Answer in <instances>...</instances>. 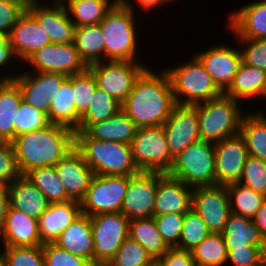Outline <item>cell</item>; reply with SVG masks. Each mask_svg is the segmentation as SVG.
<instances>
[{
  "label": "cell",
  "mask_w": 266,
  "mask_h": 266,
  "mask_svg": "<svg viewBox=\"0 0 266 266\" xmlns=\"http://www.w3.org/2000/svg\"><path fill=\"white\" fill-rule=\"evenodd\" d=\"M149 66L137 78L121 109L138 128L158 127L165 123L177 105L166 71Z\"/></svg>",
  "instance_id": "cell-1"
},
{
  "label": "cell",
  "mask_w": 266,
  "mask_h": 266,
  "mask_svg": "<svg viewBox=\"0 0 266 266\" xmlns=\"http://www.w3.org/2000/svg\"><path fill=\"white\" fill-rule=\"evenodd\" d=\"M18 171L54 166L76 148V131L50 123L45 128L16 136L12 141Z\"/></svg>",
  "instance_id": "cell-2"
},
{
  "label": "cell",
  "mask_w": 266,
  "mask_h": 266,
  "mask_svg": "<svg viewBox=\"0 0 266 266\" xmlns=\"http://www.w3.org/2000/svg\"><path fill=\"white\" fill-rule=\"evenodd\" d=\"M134 3L119 0L99 23L105 40L104 60L141 62L137 57L141 42L136 26V15L141 13L137 12Z\"/></svg>",
  "instance_id": "cell-3"
},
{
  "label": "cell",
  "mask_w": 266,
  "mask_h": 266,
  "mask_svg": "<svg viewBox=\"0 0 266 266\" xmlns=\"http://www.w3.org/2000/svg\"><path fill=\"white\" fill-rule=\"evenodd\" d=\"M76 149L96 175L132 176L140 171L134 163L130 144L90 138L76 131Z\"/></svg>",
  "instance_id": "cell-4"
},
{
  "label": "cell",
  "mask_w": 266,
  "mask_h": 266,
  "mask_svg": "<svg viewBox=\"0 0 266 266\" xmlns=\"http://www.w3.org/2000/svg\"><path fill=\"white\" fill-rule=\"evenodd\" d=\"M189 60L164 68L169 76L176 104L194 105L222 95L223 92L193 52Z\"/></svg>",
  "instance_id": "cell-5"
},
{
  "label": "cell",
  "mask_w": 266,
  "mask_h": 266,
  "mask_svg": "<svg viewBox=\"0 0 266 266\" xmlns=\"http://www.w3.org/2000/svg\"><path fill=\"white\" fill-rule=\"evenodd\" d=\"M241 102L225 95L197 103L200 138L212 143L239 134L245 114Z\"/></svg>",
  "instance_id": "cell-6"
},
{
  "label": "cell",
  "mask_w": 266,
  "mask_h": 266,
  "mask_svg": "<svg viewBox=\"0 0 266 266\" xmlns=\"http://www.w3.org/2000/svg\"><path fill=\"white\" fill-rule=\"evenodd\" d=\"M167 174L191 188L215 186L214 143L203 140L192 143L174 158Z\"/></svg>",
  "instance_id": "cell-7"
},
{
  "label": "cell",
  "mask_w": 266,
  "mask_h": 266,
  "mask_svg": "<svg viewBox=\"0 0 266 266\" xmlns=\"http://www.w3.org/2000/svg\"><path fill=\"white\" fill-rule=\"evenodd\" d=\"M130 148L139 171L168 173L173 165L174 157L162 125L138 128Z\"/></svg>",
  "instance_id": "cell-8"
},
{
  "label": "cell",
  "mask_w": 266,
  "mask_h": 266,
  "mask_svg": "<svg viewBox=\"0 0 266 266\" xmlns=\"http://www.w3.org/2000/svg\"><path fill=\"white\" fill-rule=\"evenodd\" d=\"M148 64L146 66L142 62L104 60L89 65L88 69L93 73L97 87L122 104Z\"/></svg>",
  "instance_id": "cell-9"
},
{
  "label": "cell",
  "mask_w": 266,
  "mask_h": 266,
  "mask_svg": "<svg viewBox=\"0 0 266 266\" xmlns=\"http://www.w3.org/2000/svg\"><path fill=\"white\" fill-rule=\"evenodd\" d=\"M128 183L127 175L94 174L84 198L80 201L82 214L94 216L101 213L121 212Z\"/></svg>",
  "instance_id": "cell-10"
},
{
  "label": "cell",
  "mask_w": 266,
  "mask_h": 266,
  "mask_svg": "<svg viewBox=\"0 0 266 266\" xmlns=\"http://www.w3.org/2000/svg\"><path fill=\"white\" fill-rule=\"evenodd\" d=\"M94 265L106 266L129 236V219L121 212L90 216Z\"/></svg>",
  "instance_id": "cell-11"
},
{
  "label": "cell",
  "mask_w": 266,
  "mask_h": 266,
  "mask_svg": "<svg viewBox=\"0 0 266 266\" xmlns=\"http://www.w3.org/2000/svg\"><path fill=\"white\" fill-rule=\"evenodd\" d=\"M26 66H29V68ZM22 67L27 68V71H33L34 69L37 72H59L67 76L81 73L88 68L81 59L74 43H51L46 45L23 62L20 69Z\"/></svg>",
  "instance_id": "cell-12"
},
{
  "label": "cell",
  "mask_w": 266,
  "mask_h": 266,
  "mask_svg": "<svg viewBox=\"0 0 266 266\" xmlns=\"http://www.w3.org/2000/svg\"><path fill=\"white\" fill-rule=\"evenodd\" d=\"M23 71V72H22ZM68 76L59 72H37L22 69L12 79L19 87L22 100L48 115L54 95Z\"/></svg>",
  "instance_id": "cell-13"
},
{
  "label": "cell",
  "mask_w": 266,
  "mask_h": 266,
  "mask_svg": "<svg viewBox=\"0 0 266 266\" xmlns=\"http://www.w3.org/2000/svg\"><path fill=\"white\" fill-rule=\"evenodd\" d=\"M191 208L206 223L211 233H222L231 213L226 185L193 188Z\"/></svg>",
  "instance_id": "cell-14"
},
{
  "label": "cell",
  "mask_w": 266,
  "mask_h": 266,
  "mask_svg": "<svg viewBox=\"0 0 266 266\" xmlns=\"http://www.w3.org/2000/svg\"><path fill=\"white\" fill-rule=\"evenodd\" d=\"M158 172L140 171L129 176L121 213L129 220L154 216Z\"/></svg>",
  "instance_id": "cell-15"
},
{
  "label": "cell",
  "mask_w": 266,
  "mask_h": 266,
  "mask_svg": "<svg viewBox=\"0 0 266 266\" xmlns=\"http://www.w3.org/2000/svg\"><path fill=\"white\" fill-rule=\"evenodd\" d=\"M218 44V45H217ZM207 50L194 52V56L204 66L217 87L224 93L231 85L240 65L242 64L241 52L224 43H217Z\"/></svg>",
  "instance_id": "cell-16"
},
{
  "label": "cell",
  "mask_w": 266,
  "mask_h": 266,
  "mask_svg": "<svg viewBox=\"0 0 266 266\" xmlns=\"http://www.w3.org/2000/svg\"><path fill=\"white\" fill-rule=\"evenodd\" d=\"M162 126L167 138L169 150L174 158L189 145L201 140L197 117V104H177Z\"/></svg>",
  "instance_id": "cell-17"
},
{
  "label": "cell",
  "mask_w": 266,
  "mask_h": 266,
  "mask_svg": "<svg viewBox=\"0 0 266 266\" xmlns=\"http://www.w3.org/2000/svg\"><path fill=\"white\" fill-rule=\"evenodd\" d=\"M216 185H227L240 180L249 156L244 138L237 134L214 143Z\"/></svg>",
  "instance_id": "cell-18"
},
{
  "label": "cell",
  "mask_w": 266,
  "mask_h": 266,
  "mask_svg": "<svg viewBox=\"0 0 266 266\" xmlns=\"http://www.w3.org/2000/svg\"><path fill=\"white\" fill-rule=\"evenodd\" d=\"M8 41L15 58L21 63L20 66L37 50L51 44L44 29L28 10L17 19Z\"/></svg>",
  "instance_id": "cell-19"
},
{
  "label": "cell",
  "mask_w": 266,
  "mask_h": 266,
  "mask_svg": "<svg viewBox=\"0 0 266 266\" xmlns=\"http://www.w3.org/2000/svg\"><path fill=\"white\" fill-rule=\"evenodd\" d=\"M46 1H38L28 11L44 29L51 43H74L76 25L71 21L65 5Z\"/></svg>",
  "instance_id": "cell-20"
},
{
  "label": "cell",
  "mask_w": 266,
  "mask_h": 266,
  "mask_svg": "<svg viewBox=\"0 0 266 266\" xmlns=\"http://www.w3.org/2000/svg\"><path fill=\"white\" fill-rule=\"evenodd\" d=\"M192 190L181 180L158 172L154 216L185 214L192 206Z\"/></svg>",
  "instance_id": "cell-21"
},
{
  "label": "cell",
  "mask_w": 266,
  "mask_h": 266,
  "mask_svg": "<svg viewBox=\"0 0 266 266\" xmlns=\"http://www.w3.org/2000/svg\"><path fill=\"white\" fill-rule=\"evenodd\" d=\"M65 192L71 200L80 202L89 188L94 173L82 154L75 148L54 165Z\"/></svg>",
  "instance_id": "cell-22"
},
{
  "label": "cell",
  "mask_w": 266,
  "mask_h": 266,
  "mask_svg": "<svg viewBox=\"0 0 266 266\" xmlns=\"http://www.w3.org/2000/svg\"><path fill=\"white\" fill-rule=\"evenodd\" d=\"M230 12L227 29L234 39L266 38V0L249 2Z\"/></svg>",
  "instance_id": "cell-23"
},
{
  "label": "cell",
  "mask_w": 266,
  "mask_h": 266,
  "mask_svg": "<svg viewBox=\"0 0 266 266\" xmlns=\"http://www.w3.org/2000/svg\"><path fill=\"white\" fill-rule=\"evenodd\" d=\"M0 242L1 247L43 245L39 235L38 219L30 217L9 205L3 230L0 234Z\"/></svg>",
  "instance_id": "cell-24"
},
{
  "label": "cell",
  "mask_w": 266,
  "mask_h": 266,
  "mask_svg": "<svg viewBox=\"0 0 266 266\" xmlns=\"http://www.w3.org/2000/svg\"><path fill=\"white\" fill-rule=\"evenodd\" d=\"M82 214L80 202L50 203L47 210L38 218L41 242L54 243L59 235Z\"/></svg>",
  "instance_id": "cell-25"
},
{
  "label": "cell",
  "mask_w": 266,
  "mask_h": 266,
  "mask_svg": "<svg viewBox=\"0 0 266 266\" xmlns=\"http://www.w3.org/2000/svg\"><path fill=\"white\" fill-rule=\"evenodd\" d=\"M61 249L83 257L94 265V243L90 216L81 214L55 240Z\"/></svg>",
  "instance_id": "cell-26"
},
{
  "label": "cell",
  "mask_w": 266,
  "mask_h": 266,
  "mask_svg": "<svg viewBox=\"0 0 266 266\" xmlns=\"http://www.w3.org/2000/svg\"><path fill=\"white\" fill-rule=\"evenodd\" d=\"M10 206L38 219L48 208L44 194L24 175L17 177L8 186Z\"/></svg>",
  "instance_id": "cell-27"
},
{
  "label": "cell",
  "mask_w": 266,
  "mask_h": 266,
  "mask_svg": "<svg viewBox=\"0 0 266 266\" xmlns=\"http://www.w3.org/2000/svg\"><path fill=\"white\" fill-rule=\"evenodd\" d=\"M222 237L227 249L251 245L261 248L266 253V240L251 218L230 213Z\"/></svg>",
  "instance_id": "cell-28"
},
{
  "label": "cell",
  "mask_w": 266,
  "mask_h": 266,
  "mask_svg": "<svg viewBox=\"0 0 266 266\" xmlns=\"http://www.w3.org/2000/svg\"><path fill=\"white\" fill-rule=\"evenodd\" d=\"M266 89V71L241 64L225 95L243 102V100L262 99Z\"/></svg>",
  "instance_id": "cell-29"
},
{
  "label": "cell",
  "mask_w": 266,
  "mask_h": 266,
  "mask_svg": "<svg viewBox=\"0 0 266 266\" xmlns=\"http://www.w3.org/2000/svg\"><path fill=\"white\" fill-rule=\"evenodd\" d=\"M138 127L121 109L109 119L91 124L84 132L95 140L130 144Z\"/></svg>",
  "instance_id": "cell-30"
},
{
  "label": "cell",
  "mask_w": 266,
  "mask_h": 266,
  "mask_svg": "<svg viewBox=\"0 0 266 266\" xmlns=\"http://www.w3.org/2000/svg\"><path fill=\"white\" fill-rule=\"evenodd\" d=\"M247 112L241 120L239 134L245 140L248 155L266 161V112L264 109Z\"/></svg>",
  "instance_id": "cell-31"
},
{
  "label": "cell",
  "mask_w": 266,
  "mask_h": 266,
  "mask_svg": "<svg viewBox=\"0 0 266 266\" xmlns=\"http://www.w3.org/2000/svg\"><path fill=\"white\" fill-rule=\"evenodd\" d=\"M22 101L21 91L13 80H0V137L4 141L14 139V122Z\"/></svg>",
  "instance_id": "cell-32"
},
{
  "label": "cell",
  "mask_w": 266,
  "mask_h": 266,
  "mask_svg": "<svg viewBox=\"0 0 266 266\" xmlns=\"http://www.w3.org/2000/svg\"><path fill=\"white\" fill-rule=\"evenodd\" d=\"M54 97L47 115L50 123L77 131L81 116L76 112L72 82L68 78L64 80Z\"/></svg>",
  "instance_id": "cell-33"
},
{
  "label": "cell",
  "mask_w": 266,
  "mask_h": 266,
  "mask_svg": "<svg viewBox=\"0 0 266 266\" xmlns=\"http://www.w3.org/2000/svg\"><path fill=\"white\" fill-rule=\"evenodd\" d=\"M119 0H66L65 5L76 27L99 24Z\"/></svg>",
  "instance_id": "cell-34"
},
{
  "label": "cell",
  "mask_w": 266,
  "mask_h": 266,
  "mask_svg": "<svg viewBox=\"0 0 266 266\" xmlns=\"http://www.w3.org/2000/svg\"><path fill=\"white\" fill-rule=\"evenodd\" d=\"M129 237L157 260L169 247L163 241L153 217L129 220Z\"/></svg>",
  "instance_id": "cell-35"
},
{
  "label": "cell",
  "mask_w": 266,
  "mask_h": 266,
  "mask_svg": "<svg viewBox=\"0 0 266 266\" xmlns=\"http://www.w3.org/2000/svg\"><path fill=\"white\" fill-rule=\"evenodd\" d=\"M104 43L99 24L76 27L74 45L87 66L104 61Z\"/></svg>",
  "instance_id": "cell-36"
},
{
  "label": "cell",
  "mask_w": 266,
  "mask_h": 266,
  "mask_svg": "<svg viewBox=\"0 0 266 266\" xmlns=\"http://www.w3.org/2000/svg\"><path fill=\"white\" fill-rule=\"evenodd\" d=\"M230 200L231 213L253 219L265 202L266 196L248 188L239 182L226 185Z\"/></svg>",
  "instance_id": "cell-37"
},
{
  "label": "cell",
  "mask_w": 266,
  "mask_h": 266,
  "mask_svg": "<svg viewBox=\"0 0 266 266\" xmlns=\"http://www.w3.org/2000/svg\"><path fill=\"white\" fill-rule=\"evenodd\" d=\"M25 176L44 194L49 203L71 200L67 196L54 166L33 169Z\"/></svg>",
  "instance_id": "cell-38"
},
{
  "label": "cell",
  "mask_w": 266,
  "mask_h": 266,
  "mask_svg": "<svg viewBox=\"0 0 266 266\" xmlns=\"http://www.w3.org/2000/svg\"><path fill=\"white\" fill-rule=\"evenodd\" d=\"M119 110H121V104L97 87L88 110L80 118L77 131L84 132L91 124L109 119Z\"/></svg>",
  "instance_id": "cell-39"
},
{
  "label": "cell",
  "mask_w": 266,
  "mask_h": 266,
  "mask_svg": "<svg viewBox=\"0 0 266 266\" xmlns=\"http://www.w3.org/2000/svg\"><path fill=\"white\" fill-rule=\"evenodd\" d=\"M191 252L196 265L226 266L228 251L222 233H210Z\"/></svg>",
  "instance_id": "cell-40"
},
{
  "label": "cell",
  "mask_w": 266,
  "mask_h": 266,
  "mask_svg": "<svg viewBox=\"0 0 266 266\" xmlns=\"http://www.w3.org/2000/svg\"><path fill=\"white\" fill-rule=\"evenodd\" d=\"M156 260L129 236L106 266H153Z\"/></svg>",
  "instance_id": "cell-41"
},
{
  "label": "cell",
  "mask_w": 266,
  "mask_h": 266,
  "mask_svg": "<svg viewBox=\"0 0 266 266\" xmlns=\"http://www.w3.org/2000/svg\"><path fill=\"white\" fill-rule=\"evenodd\" d=\"M210 233L206 223L190 208L184 215L181 234L176 248L191 251Z\"/></svg>",
  "instance_id": "cell-42"
},
{
  "label": "cell",
  "mask_w": 266,
  "mask_h": 266,
  "mask_svg": "<svg viewBox=\"0 0 266 266\" xmlns=\"http://www.w3.org/2000/svg\"><path fill=\"white\" fill-rule=\"evenodd\" d=\"M72 82L76 112L82 116L89 108L97 84L93 73L85 71L67 77Z\"/></svg>",
  "instance_id": "cell-43"
},
{
  "label": "cell",
  "mask_w": 266,
  "mask_h": 266,
  "mask_svg": "<svg viewBox=\"0 0 266 266\" xmlns=\"http://www.w3.org/2000/svg\"><path fill=\"white\" fill-rule=\"evenodd\" d=\"M1 248L4 266H45L43 245Z\"/></svg>",
  "instance_id": "cell-44"
},
{
  "label": "cell",
  "mask_w": 266,
  "mask_h": 266,
  "mask_svg": "<svg viewBox=\"0 0 266 266\" xmlns=\"http://www.w3.org/2000/svg\"><path fill=\"white\" fill-rule=\"evenodd\" d=\"M49 124L46 113L22 101L14 122V138L23 133L45 128Z\"/></svg>",
  "instance_id": "cell-45"
},
{
  "label": "cell",
  "mask_w": 266,
  "mask_h": 266,
  "mask_svg": "<svg viewBox=\"0 0 266 266\" xmlns=\"http://www.w3.org/2000/svg\"><path fill=\"white\" fill-rule=\"evenodd\" d=\"M238 182L266 196V161L248 156Z\"/></svg>",
  "instance_id": "cell-46"
},
{
  "label": "cell",
  "mask_w": 266,
  "mask_h": 266,
  "mask_svg": "<svg viewBox=\"0 0 266 266\" xmlns=\"http://www.w3.org/2000/svg\"><path fill=\"white\" fill-rule=\"evenodd\" d=\"M242 56V63L266 71V38L236 39ZM243 49H242V46Z\"/></svg>",
  "instance_id": "cell-47"
},
{
  "label": "cell",
  "mask_w": 266,
  "mask_h": 266,
  "mask_svg": "<svg viewBox=\"0 0 266 266\" xmlns=\"http://www.w3.org/2000/svg\"><path fill=\"white\" fill-rule=\"evenodd\" d=\"M185 214L153 216L163 241L169 248L177 247Z\"/></svg>",
  "instance_id": "cell-48"
},
{
  "label": "cell",
  "mask_w": 266,
  "mask_h": 266,
  "mask_svg": "<svg viewBox=\"0 0 266 266\" xmlns=\"http://www.w3.org/2000/svg\"><path fill=\"white\" fill-rule=\"evenodd\" d=\"M226 266H266V253L256 246L227 249Z\"/></svg>",
  "instance_id": "cell-49"
},
{
  "label": "cell",
  "mask_w": 266,
  "mask_h": 266,
  "mask_svg": "<svg viewBox=\"0 0 266 266\" xmlns=\"http://www.w3.org/2000/svg\"><path fill=\"white\" fill-rule=\"evenodd\" d=\"M43 255L45 266H92L85 258L61 249L54 243L43 244Z\"/></svg>",
  "instance_id": "cell-50"
},
{
  "label": "cell",
  "mask_w": 266,
  "mask_h": 266,
  "mask_svg": "<svg viewBox=\"0 0 266 266\" xmlns=\"http://www.w3.org/2000/svg\"><path fill=\"white\" fill-rule=\"evenodd\" d=\"M21 174L18 171L11 142L0 144V185H9Z\"/></svg>",
  "instance_id": "cell-51"
},
{
  "label": "cell",
  "mask_w": 266,
  "mask_h": 266,
  "mask_svg": "<svg viewBox=\"0 0 266 266\" xmlns=\"http://www.w3.org/2000/svg\"><path fill=\"white\" fill-rule=\"evenodd\" d=\"M25 9L11 0H0V35L8 37Z\"/></svg>",
  "instance_id": "cell-52"
},
{
  "label": "cell",
  "mask_w": 266,
  "mask_h": 266,
  "mask_svg": "<svg viewBox=\"0 0 266 266\" xmlns=\"http://www.w3.org/2000/svg\"><path fill=\"white\" fill-rule=\"evenodd\" d=\"M158 266H194L192 252L176 247L169 248L160 258L156 260Z\"/></svg>",
  "instance_id": "cell-53"
},
{
  "label": "cell",
  "mask_w": 266,
  "mask_h": 266,
  "mask_svg": "<svg viewBox=\"0 0 266 266\" xmlns=\"http://www.w3.org/2000/svg\"><path fill=\"white\" fill-rule=\"evenodd\" d=\"M13 61H15L17 63V66H18V60L15 58L13 51L9 45L8 37L0 35V71H1L0 80H12L17 75L16 73L14 74V71L11 70L13 68V65H11V64H13ZM7 67H9V68H7ZM10 67H12V68H10ZM4 69L7 71H5ZM2 71H4V72H2ZM8 71L11 74H9Z\"/></svg>",
  "instance_id": "cell-54"
},
{
  "label": "cell",
  "mask_w": 266,
  "mask_h": 266,
  "mask_svg": "<svg viewBox=\"0 0 266 266\" xmlns=\"http://www.w3.org/2000/svg\"><path fill=\"white\" fill-rule=\"evenodd\" d=\"M9 205V191L7 185H0V234L3 230Z\"/></svg>",
  "instance_id": "cell-55"
},
{
  "label": "cell",
  "mask_w": 266,
  "mask_h": 266,
  "mask_svg": "<svg viewBox=\"0 0 266 266\" xmlns=\"http://www.w3.org/2000/svg\"><path fill=\"white\" fill-rule=\"evenodd\" d=\"M252 221L256 224L260 234L266 240V200L256 212V215L253 217Z\"/></svg>",
  "instance_id": "cell-56"
},
{
  "label": "cell",
  "mask_w": 266,
  "mask_h": 266,
  "mask_svg": "<svg viewBox=\"0 0 266 266\" xmlns=\"http://www.w3.org/2000/svg\"><path fill=\"white\" fill-rule=\"evenodd\" d=\"M136 4L141 9L140 11L148 12L154 8L156 11L159 7L161 9L162 6H165V4L161 0H136Z\"/></svg>",
  "instance_id": "cell-57"
},
{
  "label": "cell",
  "mask_w": 266,
  "mask_h": 266,
  "mask_svg": "<svg viewBox=\"0 0 266 266\" xmlns=\"http://www.w3.org/2000/svg\"><path fill=\"white\" fill-rule=\"evenodd\" d=\"M11 1L18 3L25 10H28L32 5L37 3L39 0H11Z\"/></svg>",
  "instance_id": "cell-58"
},
{
  "label": "cell",
  "mask_w": 266,
  "mask_h": 266,
  "mask_svg": "<svg viewBox=\"0 0 266 266\" xmlns=\"http://www.w3.org/2000/svg\"><path fill=\"white\" fill-rule=\"evenodd\" d=\"M166 6H167V3L171 4V2L176 3V0H161Z\"/></svg>",
  "instance_id": "cell-59"
},
{
  "label": "cell",
  "mask_w": 266,
  "mask_h": 266,
  "mask_svg": "<svg viewBox=\"0 0 266 266\" xmlns=\"http://www.w3.org/2000/svg\"><path fill=\"white\" fill-rule=\"evenodd\" d=\"M0 266H4V259H3L1 251H0Z\"/></svg>",
  "instance_id": "cell-60"
},
{
  "label": "cell",
  "mask_w": 266,
  "mask_h": 266,
  "mask_svg": "<svg viewBox=\"0 0 266 266\" xmlns=\"http://www.w3.org/2000/svg\"><path fill=\"white\" fill-rule=\"evenodd\" d=\"M66 0H52L53 3H64Z\"/></svg>",
  "instance_id": "cell-61"
},
{
  "label": "cell",
  "mask_w": 266,
  "mask_h": 266,
  "mask_svg": "<svg viewBox=\"0 0 266 266\" xmlns=\"http://www.w3.org/2000/svg\"><path fill=\"white\" fill-rule=\"evenodd\" d=\"M263 98L266 99V89H265V92L263 94L262 100H263Z\"/></svg>",
  "instance_id": "cell-62"
},
{
  "label": "cell",
  "mask_w": 266,
  "mask_h": 266,
  "mask_svg": "<svg viewBox=\"0 0 266 266\" xmlns=\"http://www.w3.org/2000/svg\"><path fill=\"white\" fill-rule=\"evenodd\" d=\"M5 142L1 137H0V144Z\"/></svg>",
  "instance_id": "cell-63"
}]
</instances>
